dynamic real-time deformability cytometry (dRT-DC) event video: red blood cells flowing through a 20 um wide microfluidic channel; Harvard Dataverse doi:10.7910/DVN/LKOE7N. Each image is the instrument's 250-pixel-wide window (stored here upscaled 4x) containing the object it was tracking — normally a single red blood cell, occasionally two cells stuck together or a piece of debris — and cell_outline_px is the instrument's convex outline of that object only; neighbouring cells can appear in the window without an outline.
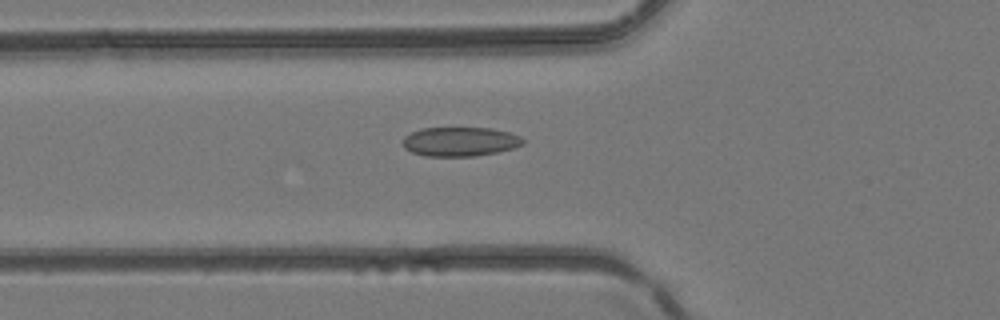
{"species": "common noctule bat (a hibernating species)", "species_latin": "Nyctalus noctula", "temperature_condition": "room temperature", "stored_images_in_passage": 36, "segment_of_instrument_passage": [1, 2], "camera_frame_rate_fps": 3000, "um_per_image_px": 0.085, "animal": {"sex": "female", "body_mass_g": 24.6, "forearm_length_mm": 56.2}, "frame": {"image": 1, "passage_image": 8, "time_ms": 2.333, "image_size_px": [1000, 320], "cell_outline_px": [[524, 144], [512, 148], [496, 152], [472, 156], [424, 156], [412, 152], [404, 148], [404, 136], [420, 128], [492, 128], [508, 132], [520, 136], [524, 140]], "centroid_in_image_um": [39.09, 12.03], "position_along_channel_um": 86.7, "area_um2": 20.35}}
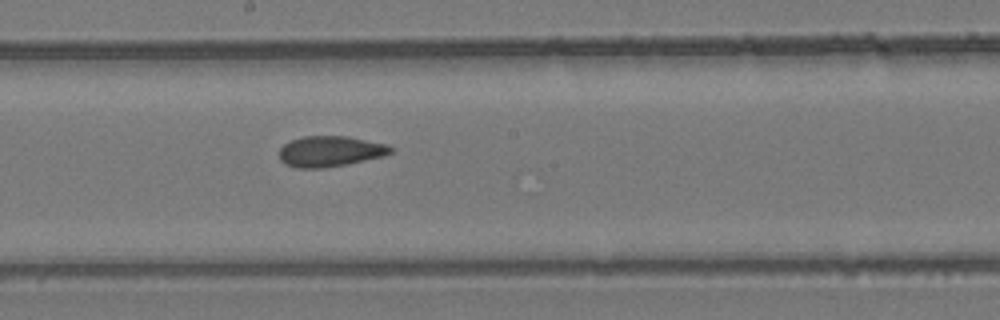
{"frame": {"image": 2, "passage_image": 16, "time_ms": 5.0, "image_size_px": [1000, 320], "cell_outline_px": [[392, 152], [384, 156], [348, 164], [320, 168], [296, 168], [284, 164], [280, 160], [280, 148], [284, 144], [292, 140], [304, 136], [348, 136], [388, 144], [392, 148]], "centroid_in_image_um": [28.07, 12.86], "position_along_channel_um": 220.1, "area_um2": 20.0}}
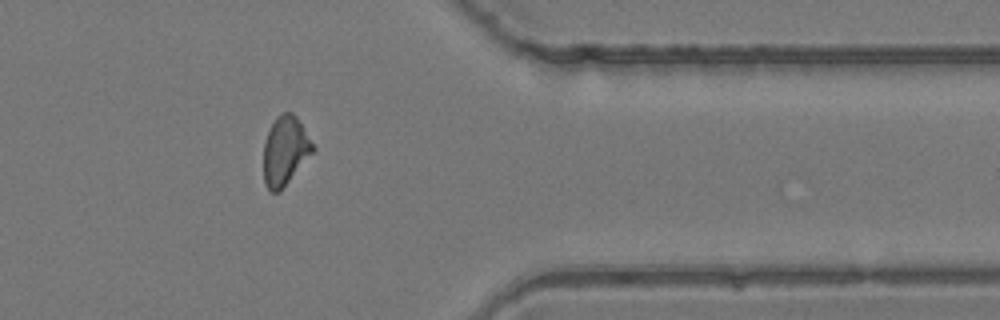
{"frame": {"image": 3, "passage_image": 27, "time_ms": 8.667, "image_size_px": [1000, 320], "cell_outline_px": [[316, 148], [280, 192], [272, 192], [264, 184], [264, 140], [276, 116], [284, 112], [292, 112], [296, 116]], "centroid_in_image_um": [24.23, 12.82], "position_along_channel_um": 387.2, "area_um2": 19.65}}